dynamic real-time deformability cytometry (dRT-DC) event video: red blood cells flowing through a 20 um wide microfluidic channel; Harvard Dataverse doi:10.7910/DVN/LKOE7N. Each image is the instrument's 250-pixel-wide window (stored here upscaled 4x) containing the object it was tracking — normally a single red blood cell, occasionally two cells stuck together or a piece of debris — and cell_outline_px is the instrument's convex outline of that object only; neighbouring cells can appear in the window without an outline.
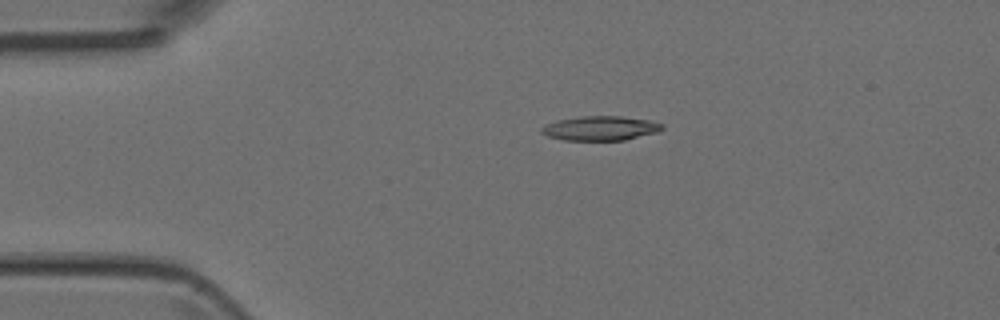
{"species": "Egyptian fruit bat (a non-hibernating species)", "species_latin": "Rousettus aegyptiacus", "temperature_condition": "room temperature", "stored_images_in_passage": 5, "camera_frame_rate_fps": 3000, "um_per_image_px": 0.085, "animal": {"sex": "female"}, "frame": {"image": 1, "passage_image": 3, "time_ms": 3.333, "image_size_px": [1000, 320], "cell_outline_px": [[664, 128], [656, 132], [624, 140], [564, 140], [548, 136], [540, 132], [540, 128], [556, 120], [580, 116], [620, 116], [648, 120], [664, 124]], "centroid_in_image_um": [51.02, 10.9], "position_along_channel_um": 34.0, "area_um2": 17.05}}
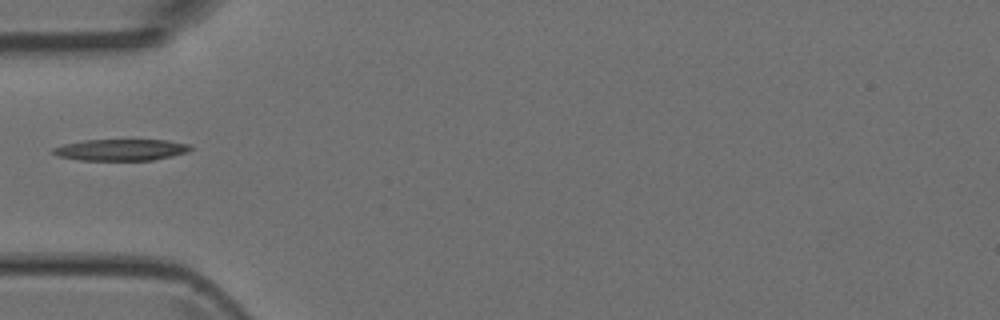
{"frame": {"image": 2, "passage_image": 5, "time_ms": 5.333, "image_size_px": [1000, 320], "cell_outline_px": [[192, 148], [188, 152], [172, 156], [152, 160], [80, 160], [60, 156], [52, 152], [52, 148], [64, 144], [84, 140], [168, 140], [192, 144]], "centroid_in_image_um": [10.34, 12.73], "position_along_channel_um": 74.7, "area_um2": 17.17}}